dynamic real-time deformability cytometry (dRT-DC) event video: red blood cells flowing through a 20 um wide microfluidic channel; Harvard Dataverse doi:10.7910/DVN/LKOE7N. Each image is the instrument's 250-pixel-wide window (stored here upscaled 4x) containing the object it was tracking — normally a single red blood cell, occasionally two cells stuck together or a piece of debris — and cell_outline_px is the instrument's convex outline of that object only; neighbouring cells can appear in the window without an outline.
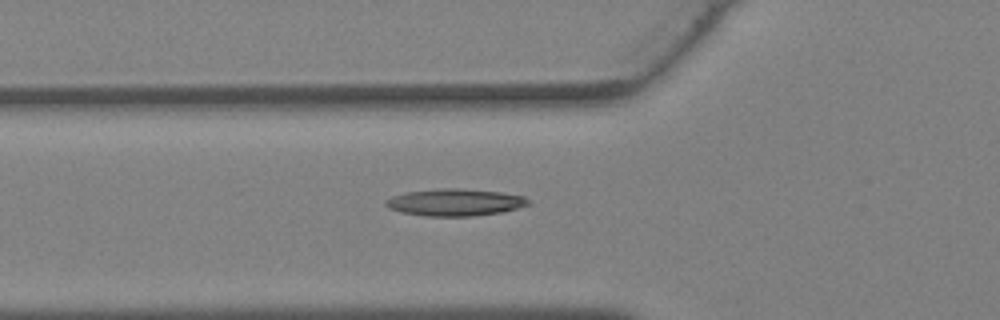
{"species": "Egyptian fruit bat (a non-hibernating species)", "species_latin": "Rousettus aegyptiacus", "temperature_condition": "warm", "stored_images_in_passage": 28, "camera_frame_rate_fps": 3000, "um_per_image_px": 0.085, "animal": {"sex": "female"}, "frame": {"image": 1, "passage_image": 2, "time_ms": 0.333, "image_size_px": [1000, 320], "cell_outline_px": [[528, 204], [516, 208], [500, 212], [472, 216], [424, 216], [400, 212], [388, 208], [384, 204], [384, 200], [392, 196], [408, 192], [440, 188], [456, 188], [500, 192], [524, 196], [528, 200]], "centroid_in_image_um": [38.6, 17.2], "position_along_channel_um": 87.2, "area_um2": 22.31}}
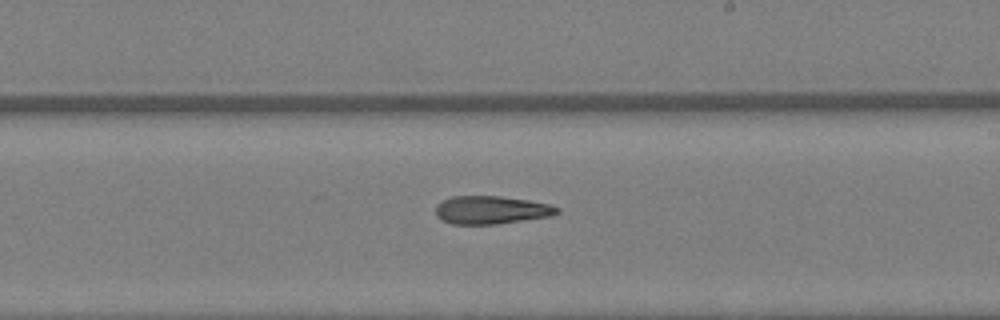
{"frame": {"image": 2, "passage_image": 11, "time_ms": 3.333, "image_size_px": [1000, 320], "cell_outline_px": [[560, 212], [552, 216], [496, 224], [452, 224], [440, 220], [436, 216], [436, 208], [444, 200], [452, 196], [500, 196], [528, 200], [548, 204], [560, 208]], "centroid_in_image_um": [41.77, 17.85], "position_along_channel_um": 247.2, "area_um2": 19.83}}
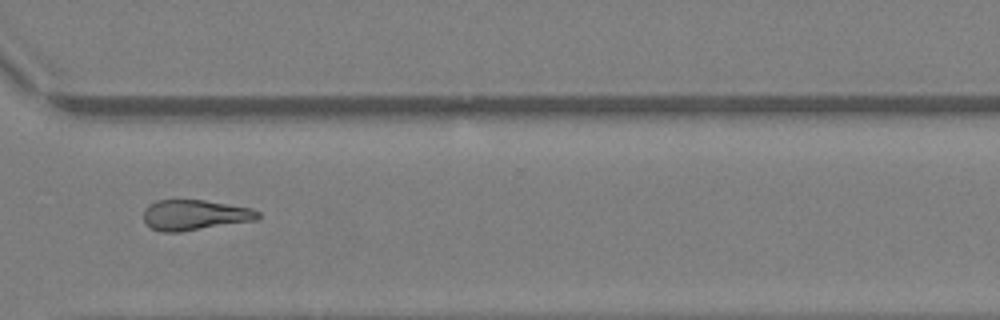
{"frame": {"image": 3, "passage_image": 17, "time_ms": 5.333, "image_size_px": [1000, 320], "cell_outline_px": [[260, 220], [180, 232], [164, 232], [152, 228], [144, 224], [144, 208], [156, 200], [204, 200], [252, 208], [260, 212]], "centroid_in_image_um": [16.58, 18.28], "position_along_channel_um": 354.0, "area_um2": 20.52}}